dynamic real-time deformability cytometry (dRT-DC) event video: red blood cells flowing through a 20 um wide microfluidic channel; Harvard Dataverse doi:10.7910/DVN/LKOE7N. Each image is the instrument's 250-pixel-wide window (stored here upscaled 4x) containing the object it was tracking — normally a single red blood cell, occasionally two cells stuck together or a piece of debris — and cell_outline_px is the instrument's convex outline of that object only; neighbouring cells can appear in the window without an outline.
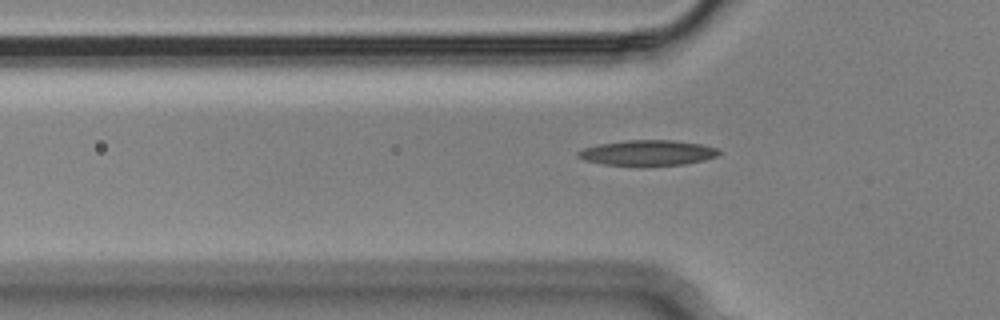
{"species": "Egyptian fruit bat (a non-hibernating species)", "species_latin": "Rousettus aegyptiacus", "temperature_condition": "cold", "stored_images_in_passage": 37, "camera_frame_rate_fps": 3000, "um_per_image_px": 0.085, "animal": {"sex": "male"}, "frame": {"image": 1, "passage_image": 3, "time_ms": 0.667, "image_size_px": [1000, 320], "cell_outline_px": [[720, 152], [716, 156], [704, 160], [684, 164], [640, 168], [604, 164], [584, 160], [576, 156], [576, 152], [584, 148], [600, 144], [628, 140], [672, 140], [700, 144], [716, 148]], "centroid_in_image_um": [55.01, 13.03], "position_along_channel_um": 70.8, "area_um2": 21.33}}
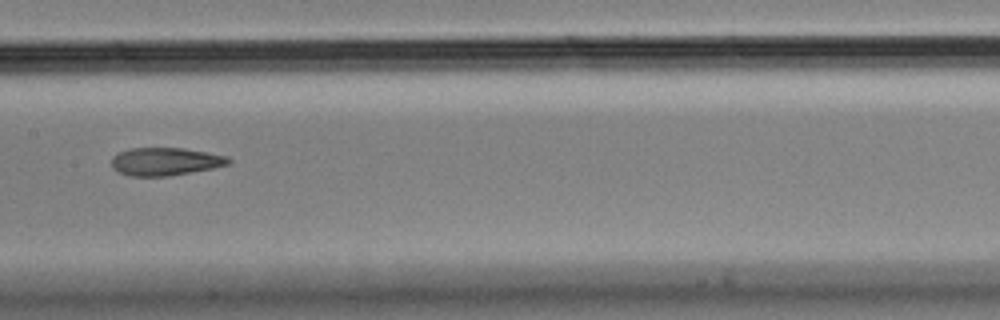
{"frame": {"image": 2, "passage_image": 13, "time_ms": 4.0, "image_size_px": [1000, 320], "cell_outline_px": [[232, 160], [228, 164], [212, 168], [168, 176], [128, 176], [112, 168], [112, 156], [128, 148], [184, 148], [228, 156]], "centroid_in_image_um": [14.03, 13.72], "position_along_channel_um": 193.4, "area_um2": 18.96}}
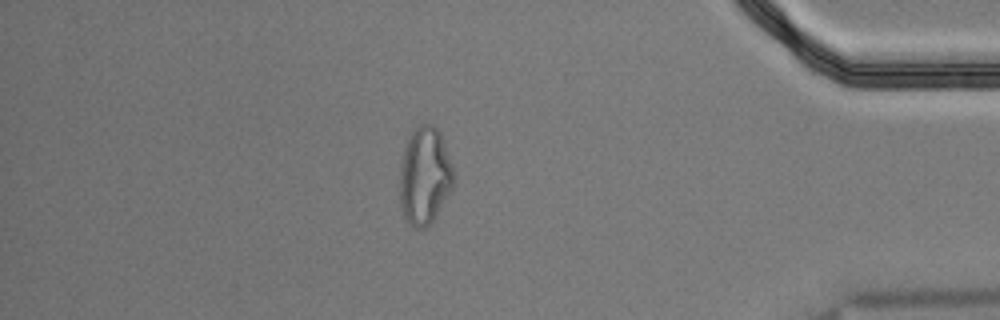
{"frame": {"image": 3, "passage_image": 33, "time_ms": 10.667, "image_size_px": [1000, 320], "cell_outline_px": [[456, 180], [452, 188], [436, 216], [424, 228], [416, 228], [404, 216], [400, 204], [400, 164], [404, 144], [412, 132], [420, 124], [432, 124], [440, 132], [452, 164]], "centroid_in_image_um": [36.1, 14.92], "position_along_channel_um": 399.1, "area_um2": 30.63}}